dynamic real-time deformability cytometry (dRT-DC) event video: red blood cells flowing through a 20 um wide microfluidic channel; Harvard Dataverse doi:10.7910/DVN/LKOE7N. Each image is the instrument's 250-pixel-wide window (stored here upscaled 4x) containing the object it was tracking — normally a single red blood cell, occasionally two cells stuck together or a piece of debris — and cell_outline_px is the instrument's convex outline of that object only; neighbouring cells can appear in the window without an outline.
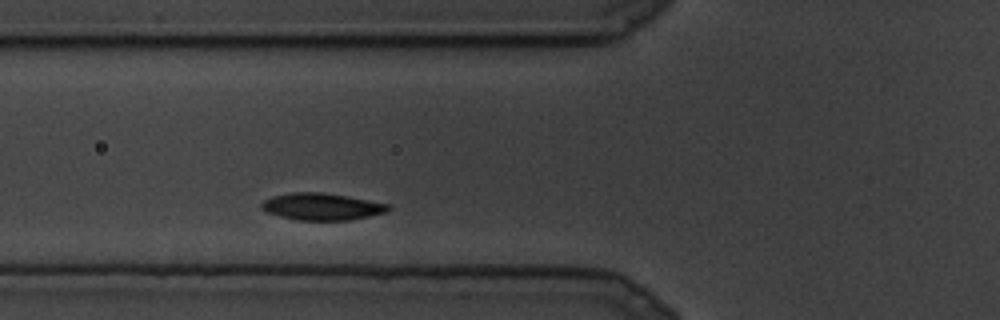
{"species": "common noctule bat (a hibernating species)", "species_latin": "Nyctalus noctula", "temperature_condition": "cold", "stored_images_in_passage": 7, "camera_frame_rate_fps": 3000, "um_per_image_px": 0.085, "animal": {"sex": "male", "body_mass_g": 19.5, "forearm_length_mm": 54.6}, "frame": {"image": 1, "passage_image": 2, "time_ms": 0.333, "image_size_px": [1000, 320], "cell_outline_px": [[392, 208], [384, 212], [368, 216], [348, 220], [296, 220], [280, 216], [268, 212], [260, 208], [260, 204], [264, 200], [272, 196], [292, 192], [320, 192], [348, 196], [392, 204]], "centroid_in_image_um": [27.36, 17.55], "position_along_channel_um": 98.4, "area_um2": 19.94}}
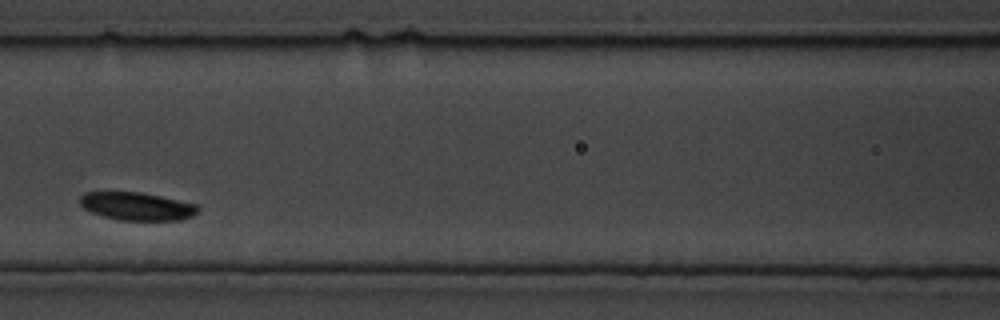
{"frame": {"image": 2, "passage_image": 4, "time_ms": 1.0, "image_size_px": [1000, 320], "cell_outline_px": [[200, 208], [192, 216], [180, 220], [120, 220], [104, 216], [92, 212], [84, 208], [80, 204], [80, 196], [84, 192], [140, 192], [160, 196], [196, 204]], "centroid_in_image_um": [11.63, 17.53], "position_along_channel_um": 155.0, "area_um2": 19.07}}
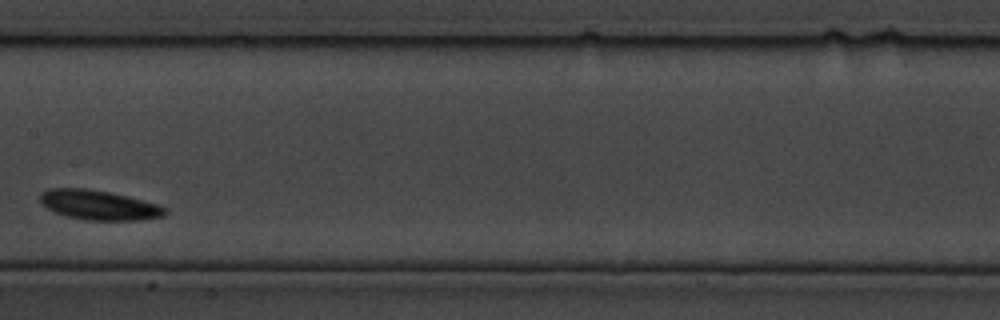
{"frame": {"image": 3, "passage_image": 6, "time_ms": 1.667, "image_size_px": [1000, 320], "cell_outline_px": [[168, 212], [164, 216], [140, 220], [84, 220], [64, 216], [40, 204], [40, 192], [48, 188], [84, 188], [108, 192], [156, 204], [164, 208]], "centroid_in_image_um": [8.33, 17.43], "position_along_channel_um": 199.1, "area_um2": 21.44}}